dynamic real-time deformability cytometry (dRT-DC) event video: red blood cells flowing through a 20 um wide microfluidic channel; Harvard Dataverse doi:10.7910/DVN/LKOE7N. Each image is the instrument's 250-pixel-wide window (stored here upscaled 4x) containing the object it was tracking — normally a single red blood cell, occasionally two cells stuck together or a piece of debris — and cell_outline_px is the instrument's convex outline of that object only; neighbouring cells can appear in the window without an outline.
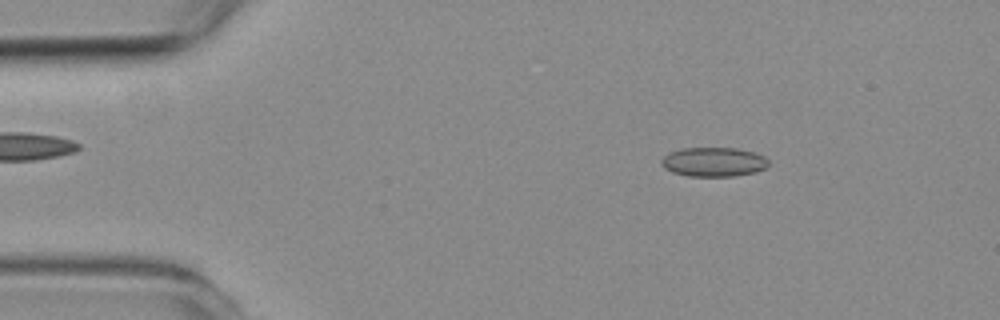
{"species": "common noctule bat (a hibernating species)", "species_latin": "Nyctalus noctula", "temperature_condition": "room temperature", "stored_images_in_passage": 5, "camera_frame_rate_fps": 3000, "um_per_image_px": 0.085, "animal": {"sex": "female", "body_mass_g": 19.3, "forearm_length_mm": 54.1}, "frame": {"image": 1, "passage_image": 2, "time_ms": 1.0, "image_size_px": [1000, 320], "cell_outline_px": [[768, 168], [756, 172], [732, 176], [688, 176], [672, 172], [664, 168], [660, 164], [660, 160], [668, 152], [680, 148], [736, 148], [756, 152], [764, 156], [768, 160]], "centroid_in_image_um": [60.65, 13.76], "position_along_channel_um": 24.3, "area_um2": 18.55}}